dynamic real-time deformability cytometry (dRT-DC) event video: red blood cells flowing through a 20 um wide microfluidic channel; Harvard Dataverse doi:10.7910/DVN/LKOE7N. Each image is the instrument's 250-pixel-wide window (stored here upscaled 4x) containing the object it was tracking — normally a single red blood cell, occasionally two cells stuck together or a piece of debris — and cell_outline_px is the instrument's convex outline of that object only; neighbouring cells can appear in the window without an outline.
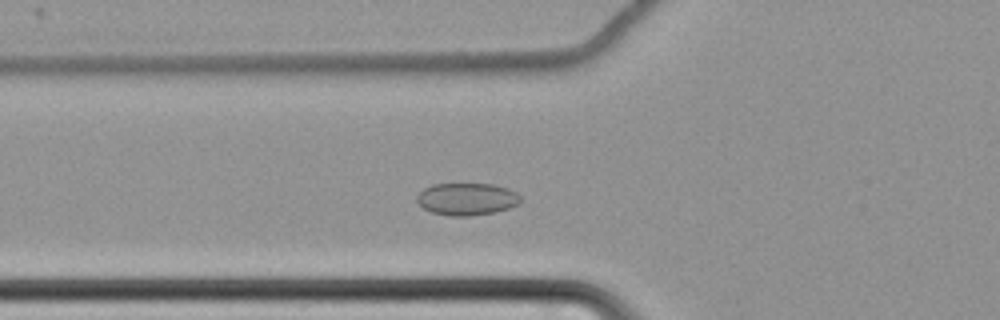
{"species": "common noctule bat (a hibernating species)", "species_latin": "Nyctalus noctula", "temperature_condition": "cold", "stored_images_in_passage": 47, "camera_frame_rate_fps": 3000, "um_per_image_px": 0.085, "animal": {"sex": "female", "body_mass_g": 22.7, "forearm_length_mm": 54.2}, "frame": {"image": 1, "passage_image": 9, "time_ms": 2.667, "image_size_px": [1000, 320], "cell_outline_px": [[524, 200], [520, 204], [496, 212], [472, 216], [452, 216], [432, 212], [424, 208], [416, 200], [416, 196], [424, 188], [432, 184], [492, 184], [508, 188], [516, 192]], "centroid_in_image_um": [39.72, 16.92], "position_along_channel_um": 86.1, "area_um2": 19.65}}
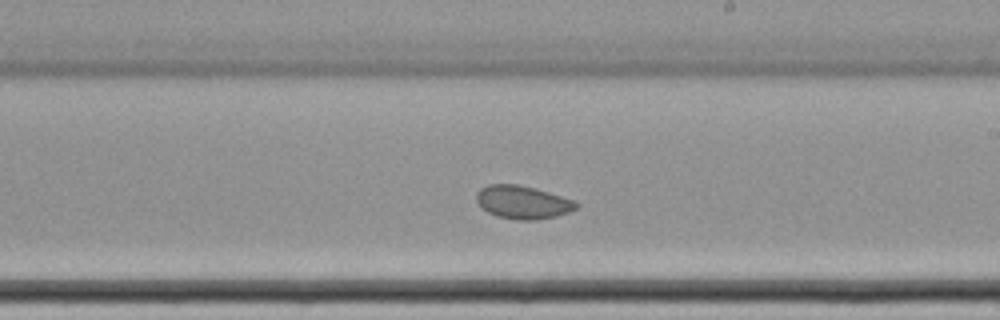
{"frame": {"image": 2, "passage_image": 23, "time_ms": 7.333, "image_size_px": [1000, 320], "cell_outline_px": [[580, 204], [576, 208], [568, 212], [556, 216], [536, 220], [516, 220], [496, 216], [488, 212], [476, 200], [476, 192], [480, 188], [488, 184], [520, 184], [536, 188], [572, 200]], "centroid_in_image_um": [44.41, 17.18], "position_along_channel_um": 244.6, "area_um2": 19.25}}
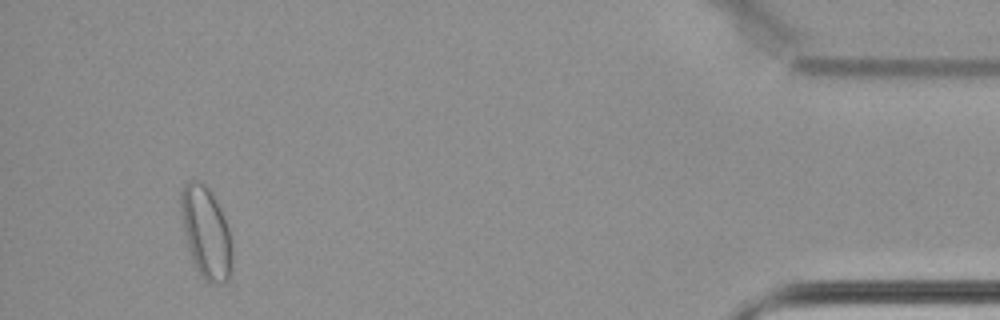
{"frame": {"image": 3, "passage_image": 44, "time_ms": 14.333, "image_size_px": [1000, 320], "cell_outline_px": [[232, 272], [228, 280], [224, 284], [208, 284], [200, 276], [192, 260], [188, 248], [180, 216], [180, 192], [184, 184], [188, 180], [200, 180], [212, 192], [220, 208], [228, 228], [232, 244]], "centroid_in_image_um": [17.51, 19.79], "position_along_channel_um": 417.7, "area_um2": 27.98}, "authors_computed_cell_mechanics": {"area_um2": 19.941, "velocity_mm_per_s": 3.4134, "shape_relaxation_time_tau1_ms": null, "shape_relaxation_time_tau2_ms": 2.1602, "deformation_change_tau1": null, "deformation_change_tau2": 0.0404}}